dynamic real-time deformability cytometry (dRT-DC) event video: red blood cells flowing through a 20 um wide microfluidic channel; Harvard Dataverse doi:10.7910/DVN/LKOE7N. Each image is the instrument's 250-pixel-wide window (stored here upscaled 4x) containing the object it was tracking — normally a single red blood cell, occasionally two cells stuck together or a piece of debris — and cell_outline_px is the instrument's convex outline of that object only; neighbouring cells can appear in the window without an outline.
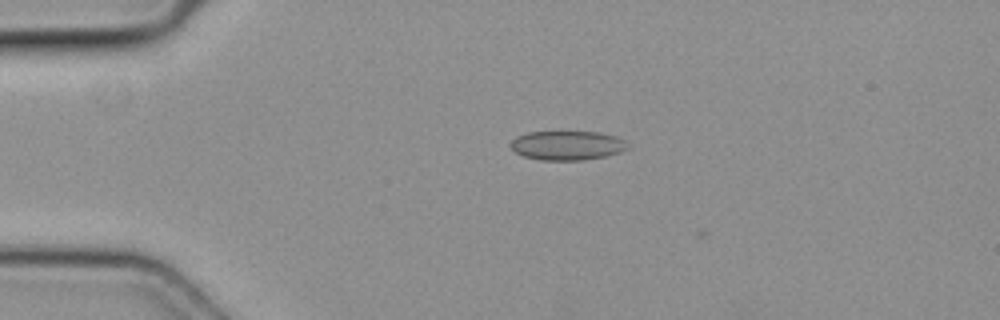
{"species": "common noctule bat (a hibernating species)", "species_latin": "Nyctalus noctula", "temperature_condition": "cold", "stored_images_in_passage": 3, "camera_frame_rate_fps": 3000, "um_per_image_px": 0.085, "animal": {"sex": "female", "body_mass_g": 19.3, "forearm_length_mm": 54.1}, "frame": {"image": 1, "passage_image": 2, "time_ms": 0.333, "image_size_px": [1000, 320], "cell_outline_px": [[628, 148], [620, 152], [604, 156], [584, 160], [540, 160], [524, 156], [516, 152], [512, 148], [512, 140], [516, 136], [528, 132], [600, 132], [616, 136], [624, 140], [628, 144]], "centroid_in_image_um": [48.23, 12.36], "position_along_channel_um": 36.8, "area_um2": 19.83}}